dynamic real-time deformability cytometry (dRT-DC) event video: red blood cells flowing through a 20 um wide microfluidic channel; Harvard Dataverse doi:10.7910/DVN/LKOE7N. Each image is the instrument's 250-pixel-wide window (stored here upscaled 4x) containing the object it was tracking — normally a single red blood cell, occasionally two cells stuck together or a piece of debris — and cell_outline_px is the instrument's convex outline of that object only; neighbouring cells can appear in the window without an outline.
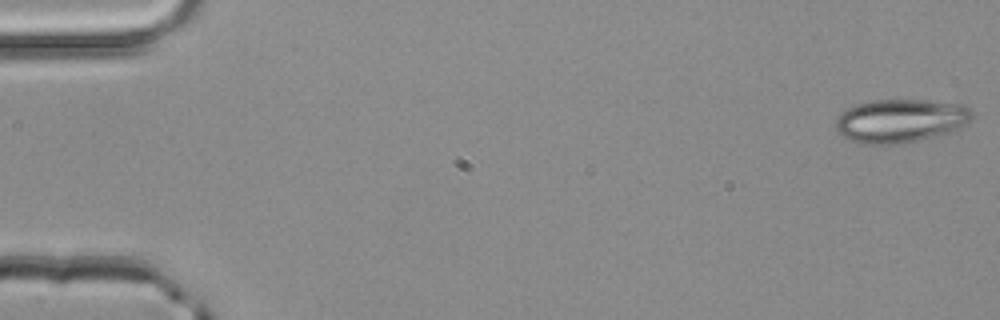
{"species": "common noctule bat (a hibernating species)", "species_latin": "Nyctalus noctula", "temperature_condition": "room temperature", "stored_images_in_passage": 4, "camera_frame_rate_fps": 3000, "um_per_image_px": 0.085, "animal": {"sex": "male", "body_mass_g": 20.4}, "frame": {"image": 1, "passage_image": 1, "time_ms": 0.0, "image_size_px": [1000, 320], "cell_outline_px": [[972, 116], [968, 124], [948, 132], [916, 140], [896, 144], [864, 144], [852, 140], [836, 132], [836, 120], [840, 112], [856, 104], [872, 100], [928, 100], [960, 104], [968, 108], [972, 112]], "centroid_in_image_um": [76.51, 10.25], "position_along_channel_um": 8.5, "area_um2": 34.28}}